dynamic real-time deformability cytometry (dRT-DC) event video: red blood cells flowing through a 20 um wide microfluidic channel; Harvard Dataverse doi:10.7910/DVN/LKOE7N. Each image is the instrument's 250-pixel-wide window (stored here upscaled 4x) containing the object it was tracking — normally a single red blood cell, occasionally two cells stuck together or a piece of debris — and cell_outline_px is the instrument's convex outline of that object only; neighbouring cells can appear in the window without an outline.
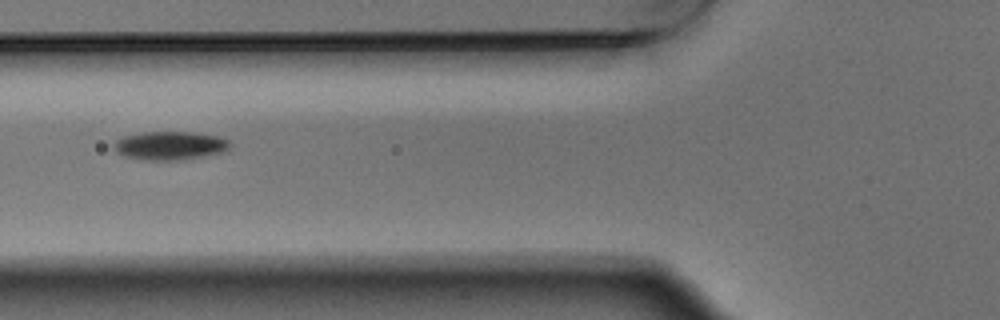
{"species": "Egyptian fruit bat (a non-hibernating species)", "species_latin": "Rousettus aegyptiacus", "temperature_condition": "warm", "stored_images_in_passage": 4, "camera_frame_rate_fps": 3000, "um_per_image_px": 0.085, "animal": {"sex": "male"}, "frame": {"image": 1, "passage_image": 3, "time_ms": 0.667, "image_size_px": [1000, 320], "cell_outline_px": [[232, 144], [224, 152], [184, 160], [148, 160], [124, 156], [116, 152], [112, 144], [116, 140], [124, 136], [144, 132], [196, 132], [216, 136], [228, 140]], "centroid_in_image_um": [14.45, 12.38], "position_along_channel_um": 111.3, "area_um2": 19.36}}
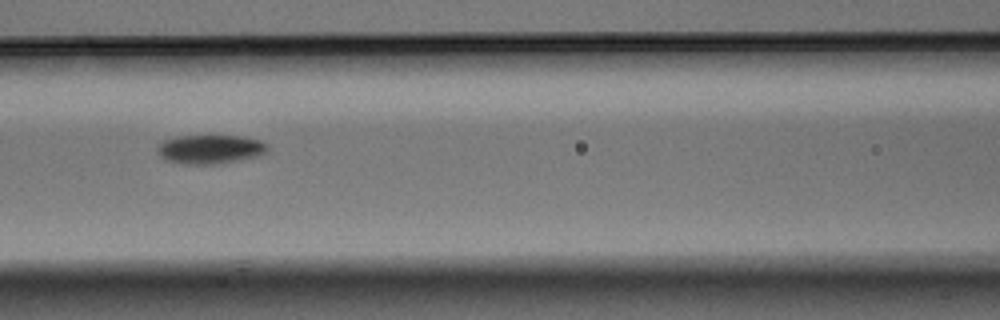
{"frame": {"image": 2, "passage_image": 4, "time_ms": 1.0, "image_size_px": [1000, 320], "cell_outline_px": [[268, 152], [256, 156], [220, 164], [180, 164], [164, 160], [160, 156], [156, 148], [164, 140], [176, 136], [244, 136], [260, 140], [268, 144]], "centroid_in_image_um": [17.86, 12.69], "position_along_channel_um": 148.7, "area_um2": 18.79}}